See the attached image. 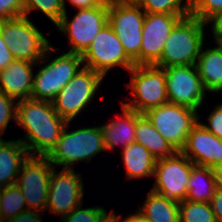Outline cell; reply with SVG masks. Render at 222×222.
I'll return each mask as SVG.
<instances>
[{"instance_id":"obj_1","label":"cell","mask_w":222,"mask_h":222,"mask_svg":"<svg viewBox=\"0 0 222 222\" xmlns=\"http://www.w3.org/2000/svg\"><path fill=\"white\" fill-rule=\"evenodd\" d=\"M67 121L59 116L51 101L25 99L17 101L16 125L24 128L25 135L18 139L29 156L47 157Z\"/></svg>"},{"instance_id":"obj_2","label":"cell","mask_w":222,"mask_h":222,"mask_svg":"<svg viewBox=\"0 0 222 222\" xmlns=\"http://www.w3.org/2000/svg\"><path fill=\"white\" fill-rule=\"evenodd\" d=\"M207 25L191 15L182 18L167 37L162 55L154 65L161 68L196 65Z\"/></svg>"},{"instance_id":"obj_3","label":"cell","mask_w":222,"mask_h":222,"mask_svg":"<svg viewBox=\"0 0 222 222\" xmlns=\"http://www.w3.org/2000/svg\"><path fill=\"white\" fill-rule=\"evenodd\" d=\"M56 51H59V49L51 45L37 63L41 68L35 72L36 74L33 77L31 93V99L33 100L52 101L62 88L84 67L82 65V55L78 53L65 52L49 61V57L53 56V52Z\"/></svg>"},{"instance_id":"obj_4","label":"cell","mask_w":222,"mask_h":222,"mask_svg":"<svg viewBox=\"0 0 222 222\" xmlns=\"http://www.w3.org/2000/svg\"><path fill=\"white\" fill-rule=\"evenodd\" d=\"M70 123H66L57 145L47 156L54 168L73 169V164L81 161L90 163L94 156L106 151L100 125L68 131Z\"/></svg>"},{"instance_id":"obj_5","label":"cell","mask_w":222,"mask_h":222,"mask_svg":"<svg viewBox=\"0 0 222 222\" xmlns=\"http://www.w3.org/2000/svg\"><path fill=\"white\" fill-rule=\"evenodd\" d=\"M128 73L131 75V80L126 87L134 99H130V102L121 101L125 106L144 114L169 102L163 68L154 64L135 65Z\"/></svg>"},{"instance_id":"obj_6","label":"cell","mask_w":222,"mask_h":222,"mask_svg":"<svg viewBox=\"0 0 222 222\" xmlns=\"http://www.w3.org/2000/svg\"><path fill=\"white\" fill-rule=\"evenodd\" d=\"M26 16L1 20V34L15 60L38 63L52 45Z\"/></svg>"},{"instance_id":"obj_7","label":"cell","mask_w":222,"mask_h":222,"mask_svg":"<svg viewBox=\"0 0 222 222\" xmlns=\"http://www.w3.org/2000/svg\"><path fill=\"white\" fill-rule=\"evenodd\" d=\"M103 79L100 73L82 67L51 101L53 108L67 122L73 121L88 104H91Z\"/></svg>"},{"instance_id":"obj_8","label":"cell","mask_w":222,"mask_h":222,"mask_svg":"<svg viewBox=\"0 0 222 222\" xmlns=\"http://www.w3.org/2000/svg\"><path fill=\"white\" fill-rule=\"evenodd\" d=\"M109 4L77 9L71 21L67 11L56 25L64 36L68 37L70 49L68 53L83 54L91 45L97 34L108 24Z\"/></svg>"},{"instance_id":"obj_9","label":"cell","mask_w":222,"mask_h":222,"mask_svg":"<svg viewBox=\"0 0 222 222\" xmlns=\"http://www.w3.org/2000/svg\"><path fill=\"white\" fill-rule=\"evenodd\" d=\"M144 114L177 151L182 150L187 136L199 121L198 111L169 102Z\"/></svg>"},{"instance_id":"obj_10","label":"cell","mask_w":222,"mask_h":222,"mask_svg":"<svg viewBox=\"0 0 222 222\" xmlns=\"http://www.w3.org/2000/svg\"><path fill=\"white\" fill-rule=\"evenodd\" d=\"M193 165L194 163L181 151L158 159L154 170L155 182L150 190L179 204L186 199Z\"/></svg>"},{"instance_id":"obj_11","label":"cell","mask_w":222,"mask_h":222,"mask_svg":"<svg viewBox=\"0 0 222 222\" xmlns=\"http://www.w3.org/2000/svg\"><path fill=\"white\" fill-rule=\"evenodd\" d=\"M145 14L135 2L109 4L108 24L121 41L126 55L134 65H138Z\"/></svg>"},{"instance_id":"obj_12","label":"cell","mask_w":222,"mask_h":222,"mask_svg":"<svg viewBox=\"0 0 222 222\" xmlns=\"http://www.w3.org/2000/svg\"><path fill=\"white\" fill-rule=\"evenodd\" d=\"M82 60L84 67L100 73L103 77L115 67H122L129 71L135 66L109 24L97 34L91 45L84 51Z\"/></svg>"},{"instance_id":"obj_13","label":"cell","mask_w":222,"mask_h":222,"mask_svg":"<svg viewBox=\"0 0 222 222\" xmlns=\"http://www.w3.org/2000/svg\"><path fill=\"white\" fill-rule=\"evenodd\" d=\"M54 166L47 157L28 156L22 163L16 184L21 189L27 210L46 211L49 180Z\"/></svg>"},{"instance_id":"obj_14","label":"cell","mask_w":222,"mask_h":222,"mask_svg":"<svg viewBox=\"0 0 222 222\" xmlns=\"http://www.w3.org/2000/svg\"><path fill=\"white\" fill-rule=\"evenodd\" d=\"M169 103L198 111L208 92L205 90L196 65L163 68Z\"/></svg>"},{"instance_id":"obj_15","label":"cell","mask_w":222,"mask_h":222,"mask_svg":"<svg viewBox=\"0 0 222 222\" xmlns=\"http://www.w3.org/2000/svg\"><path fill=\"white\" fill-rule=\"evenodd\" d=\"M74 169H61L56 171L53 168L49 180V193L46 210L50 214H59L61 219L73 209L83 203L84 183Z\"/></svg>"},{"instance_id":"obj_16","label":"cell","mask_w":222,"mask_h":222,"mask_svg":"<svg viewBox=\"0 0 222 222\" xmlns=\"http://www.w3.org/2000/svg\"><path fill=\"white\" fill-rule=\"evenodd\" d=\"M189 15L146 13L138 65H153L161 57L167 37L175 25Z\"/></svg>"},{"instance_id":"obj_17","label":"cell","mask_w":222,"mask_h":222,"mask_svg":"<svg viewBox=\"0 0 222 222\" xmlns=\"http://www.w3.org/2000/svg\"><path fill=\"white\" fill-rule=\"evenodd\" d=\"M181 152L195 165L211 169L222 165V140L209 132L201 121L192 128Z\"/></svg>"},{"instance_id":"obj_18","label":"cell","mask_w":222,"mask_h":222,"mask_svg":"<svg viewBox=\"0 0 222 222\" xmlns=\"http://www.w3.org/2000/svg\"><path fill=\"white\" fill-rule=\"evenodd\" d=\"M33 66H37V63L14 59L0 71V92L16 101L31 99Z\"/></svg>"},{"instance_id":"obj_19","label":"cell","mask_w":222,"mask_h":222,"mask_svg":"<svg viewBox=\"0 0 222 222\" xmlns=\"http://www.w3.org/2000/svg\"><path fill=\"white\" fill-rule=\"evenodd\" d=\"M122 114L105 125H100L103 133L105 150H114L120 145L121 150L135 143L137 112L121 103Z\"/></svg>"},{"instance_id":"obj_20","label":"cell","mask_w":222,"mask_h":222,"mask_svg":"<svg viewBox=\"0 0 222 222\" xmlns=\"http://www.w3.org/2000/svg\"><path fill=\"white\" fill-rule=\"evenodd\" d=\"M29 154L19 140L0 138V187L16 184L22 163Z\"/></svg>"},{"instance_id":"obj_21","label":"cell","mask_w":222,"mask_h":222,"mask_svg":"<svg viewBox=\"0 0 222 222\" xmlns=\"http://www.w3.org/2000/svg\"><path fill=\"white\" fill-rule=\"evenodd\" d=\"M216 45L213 48L202 46L196 62L202 84L209 93L222 91V44Z\"/></svg>"},{"instance_id":"obj_22","label":"cell","mask_w":222,"mask_h":222,"mask_svg":"<svg viewBox=\"0 0 222 222\" xmlns=\"http://www.w3.org/2000/svg\"><path fill=\"white\" fill-rule=\"evenodd\" d=\"M135 143L147 148L157 160L170 157L177 152L152 125L145 114L137 113Z\"/></svg>"},{"instance_id":"obj_23","label":"cell","mask_w":222,"mask_h":222,"mask_svg":"<svg viewBox=\"0 0 222 222\" xmlns=\"http://www.w3.org/2000/svg\"><path fill=\"white\" fill-rule=\"evenodd\" d=\"M121 154L128 179L154 176L157 159L143 145L133 143L123 148Z\"/></svg>"},{"instance_id":"obj_24","label":"cell","mask_w":222,"mask_h":222,"mask_svg":"<svg viewBox=\"0 0 222 222\" xmlns=\"http://www.w3.org/2000/svg\"><path fill=\"white\" fill-rule=\"evenodd\" d=\"M138 211L149 222H180L179 204L164 199L152 190L149 191Z\"/></svg>"},{"instance_id":"obj_25","label":"cell","mask_w":222,"mask_h":222,"mask_svg":"<svg viewBox=\"0 0 222 222\" xmlns=\"http://www.w3.org/2000/svg\"><path fill=\"white\" fill-rule=\"evenodd\" d=\"M187 186L188 193L185 200L210 202L216 190L213 170L207 166L194 164Z\"/></svg>"},{"instance_id":"obj_26","label":"cell","mask_w":222,"mask_h":222,"mask_svg":"<svg viewBox=\"0 0 222 222\" xmlns=\"http://www.w3.org/2000/svg\"><path fill=\"white\" fill-rule=\"evenodd\" d=\"M0 208L4 222L27 211L23 193L17 184L2 188L0 194Z\"/></svg>"},{"instance_id":"obj_27","label":"cell","mask_w":222,"mask_h":222,"mask_svg":"<svg viewBox=\"0 0 222 222\" xmlns=\"http://www.w3.org/2000/svg\"><path fill=\"white\" fill-rule=\"evenodd\" d=\"M180 222H217L210 202L183 200L179 203Z\"/></svg>"},{"instance_id":"obj_28","label":"cell","mask_w":222,"mask_h":222,"mask_svg":"<svg viewBox=\"0 0 222 222\" xmlns=\"http://www.w3.org/2000/svg\"><path fill=\"white\" fill-rule=\"evenodd\" d=\"M34 10H40L55 26L65 13L63 0H24L23 15L28 17Z\"/></svg>"},{"instance_id":"obj_29","label":"cell","mask_w":222,"mask_h":222,"mask_svg":"<svg viewBox=\"0 0 222 222\" xmlns=\"http://www.w3.org/2000/svg\"><path fill=\"white\" fill-rule=\"evenodd\" d=\"M145 13L190 15V10L182 0H137Z\"/></svg>"},{"instance_id":"obj_30","label":"cell","mask_w":222,"mask_h":222,"mask_svg":"<svg viewBox=\"0 0 222 222\" xmlns=\"http://www.w3.org/2000/svg\"><path fill=\"white\" fill-rule=\"evenodd\" d=\"M84 204H80L65 217L61 222H97L100 215L105 211L101 206L82 208Z\"/></svg>"},{"instance_id":"obj_31","label":"cell","mask_w":222,"mask_h":222,"mask_svg":"<svg viewBox=\"0 0 222 222\" xmlns=\"http://www.w3.org/2000/svg\"><path fill=\"white\" fill-rule=\"evenodd\" d=\"M17 101L0 92V138L8 128L10 120L16 123Z\"/></svg>"},{"instance_id":"obj_32","label":"cell","mask_w":222,"mask_h":222,"mask_svg":"<svg viewBox=\"0 0 222 222\" xmlns=\"http://www.w3.org/2000/svg\"><path fill=\"white\" fill-rule=\"evenodd\" d=\"M219 12H222V0H201L190 11V15L207 23Z\"/></svg>"},{"instance_id":"obj_33","label":"cell","mask_w":222,"mask_h":222,"mask_svg":"<svg viewBox=\"0 0 222 222\" xmlns=\"http://www.w3.org/2000/svg\"><path fill=\"white\" fill-rule=\"evenodd\" d=\"M24 0H0V20L23 16Z\"/></svg>"},{"instance_id":"obj_34","label":"cell","mask_w":222,"mask_h":222,"mask_svg":"<svg viewBox=\"0 0 222 222\" xmlns=\"http://www.w3.org/2000/svg\"><path fill=\"white\" fill-rule=\"evenodd\" d=\"M208 123H201L209 132L222 140V103L217 104L207 117ZM208 124V125H207Z\"/></svg>"},{"instance_id":"obj_35","label":"cell","mask_w":222,"mask_h":222,"mask_svg":"<svg viewBox=\"0 0 222 222\" xmlns=\"http://www.w3.org/2000/svg\"><path fill=\"white\" fill-rule=\"evenodd\" d=\"M207 23L212 25L211 31L213 33V39H215V42L222 44V12L216 14Z\"/></svg>"},{"instance_id":"obj_36","label":"cell","mask_w":222,"mask_h":222,"mask_svg":"<svg viewBox=\"0 0 222 222\" xmlns=\"http://www.w3.org/2000/svg\"><path fill=\"white\" fill-rule=\"evenodd\" d=\"M210 205L217 222H222V189L216 188L214 196L210 201Z\"/></svg>"},{"instance_id":"obj_37","label":"cell","mask_w":222,"mask_h":222,"mask_svg":"<svg viewBox=\"0 0 222 222\" xmlns=\"http://www.w3.org/2000/svg\"><path fill=\"white\" fill-rule=\"evenodd\" d=\"M41 212L27 210L18 214L14 218H10L5 222H43L40 217Z\"/></svg>"},{"instance_id":"obj_38","label":"cell","mask_w":222,"mask_h":222,"mask_svg":"<svg viewBox=\"0 0 222 222\" xmlns=\"http://www.w3.org/2000/svg\"><path fill=\"white\" fill-rule=\"evenodd\" d=\"M67 0H63L65 12L66 10V2ZM70 5L74 6L77 9H83V8H91V7H97L101 6L105 3L104 0H68Z\"/></svg>"},{"instance_id":"obj_39","label":"cell","mask_w":222,"mask_h":222,"mask_svg":"<svg viewBox=\"0 0 222 222\" xmlns=\"http://www.w3.org/2000/svg\"><path fill=\"white\" fill-rule=\"evenodd\" d=\"M14 60L12 53L6 44L0 45V71L8 67Z\"/></svg>"},{"instance_id":"obj_40","label":"cell","mask_w":222,"mask_h":222,"mask_svg":"<svg viewBox=\"0 0 222 222\" xmlns=\"http://www.w3.org/2000/svg\"><path fill=\"white\" fill-rule=\"evenodd\" d=\"M97 222H124V217L120 215H116L115 210H111V212L107 213L105 210Z\"/></svg>"},{"instance_id":"obj_41","label":"cell","mask_w":222,"mask_h":222,"mask_svg":"<svg viewBox=\"0 0 222 222\" xmlns=\"http://www.w3.org/2000/svg\"><path fill=\"white\" fill-rule=\"evenodd\" d=\"M124 222H149L138 210L134 214H130L124 218Z\"/></svg>"},{"instance_id":"obj_42","label":"cell","mask_w":222,"mask_h":222,"mask_svg":"<svg viewBox=\"0 0 222 222\" xmlns=\"http://www.w3.org/2000/svg\"><path fill=\"white\" fill-rule=\"evenodd\" d=\"M215 178L216 188L222 189V165L212 168Z\"/></svg>"},{"instance_id":"obj_43","label":"cell","mask_w":222,"mask_h":222,"mask_svg":"<svg viewBox=\"0 0 222 222\" xmlns=\"http://www.w3.org/2000/svg\"><path fill=\"white\" fill-rule=\"evenodd\" d=\"M200 1L201 0H185L184 4L191 11Z\"/></svg>"},{"instance_id":"obj_44","label":"cell","mask_w":222,"mask_h":222,"mask_svg":"<svg viewBox=\"0 0 222 222\" xmlns=\"http://www.w3.org/2000/svg\"><path fill=\"white\" fill-rule=\"evenodd\" d=\"M104 1L107 4H111V3H126V2H135L136 3L137 0H104Z\"/></svg>"},{"instance_id":"obj_45","label":"cell","mask_w":222,"mask_h":222,"mask_svg":"<svg viewBox=\"0 0 222 222\" xmlns=\"http://www.w3.org/2000/svg\"><path fill=\"white\" fill-rule=\"evenodd\" d=\"M6 44L5 40L3 39V36L1 34V20H0V45Z\"/></svg>"},{"instance_id":"obj_46","label":"cell","mask_w":222,"mask_h":222,"mask_svg":"<svg viewBox=\"0 0 222 222\" xmlns=\"http://www.w3.org/2000/svg\"><path fill=\"white\" fill-rule=\"evenodd\" d=\"M2 188L0 187V194H1ZM0 222H4V220L2 219V213H1V208H0Z\"/></svg>"}]
</instances>
